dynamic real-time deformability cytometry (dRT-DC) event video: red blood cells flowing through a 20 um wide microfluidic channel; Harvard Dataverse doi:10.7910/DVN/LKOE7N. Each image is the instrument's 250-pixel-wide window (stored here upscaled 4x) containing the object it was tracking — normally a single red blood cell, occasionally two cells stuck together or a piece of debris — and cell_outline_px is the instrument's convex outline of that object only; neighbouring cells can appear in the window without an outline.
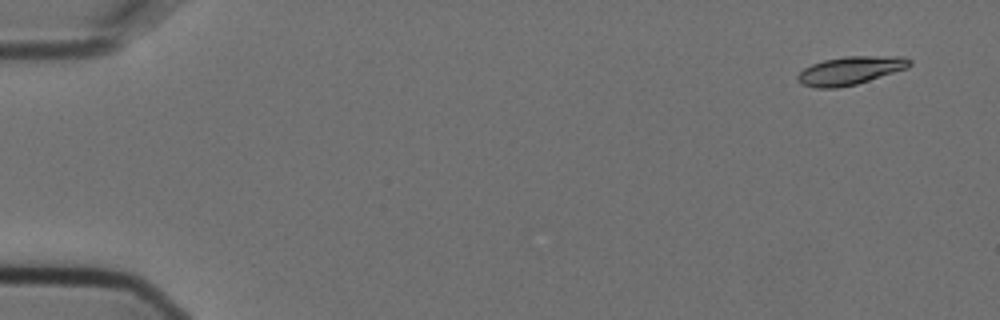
{"species": "Egyptian fruit bat (a non-hibernating species)", "species_latin": "Rousettus aegyptiacus", "temperature_condition": "cold", "stored_images_in_passage": 5, "camera_frame_rate_fps": 3000, "um_per_image_px": 0.085, "animal": {"sex": "female"}, "frame": {"image": 1, "passage_image": 1, "time_ms": 0.0, "image_size_px": [1000, 320], "cell_outline_px": [[912, 64], [908, 68], [856, 84], [836, 88], [816, 88], [800, 84], [796, 80], [796, 76], [804, 68], [812, 64], [824, 60], [844, 56], [904, 56], [912, 60]], "centroid_in_image_um": [72.27, 5.99], "position_along_channel_um": 12.7, "area_um2": 18.55}}
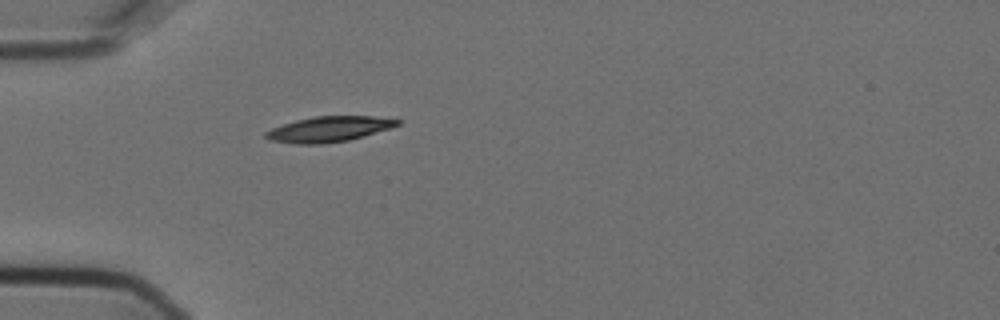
{"frame": {"image": 2, "passage_image": 5, "time_ms": 1.333, "image_size_px": [1000, 320], "cell_outline_px": [[400, 124], [392, 128], [364, 136], [348, 140], [324, 144], [292, 144], [272, 140], [264, 136], [264, 132], [272, 128], [296, 120], [312, 116], [372, 116], [400, 120]], "centroid_in_image_um": [27.96, 10.98], "position_along_channel_um": 57.0, "area_um2": 19.54}}